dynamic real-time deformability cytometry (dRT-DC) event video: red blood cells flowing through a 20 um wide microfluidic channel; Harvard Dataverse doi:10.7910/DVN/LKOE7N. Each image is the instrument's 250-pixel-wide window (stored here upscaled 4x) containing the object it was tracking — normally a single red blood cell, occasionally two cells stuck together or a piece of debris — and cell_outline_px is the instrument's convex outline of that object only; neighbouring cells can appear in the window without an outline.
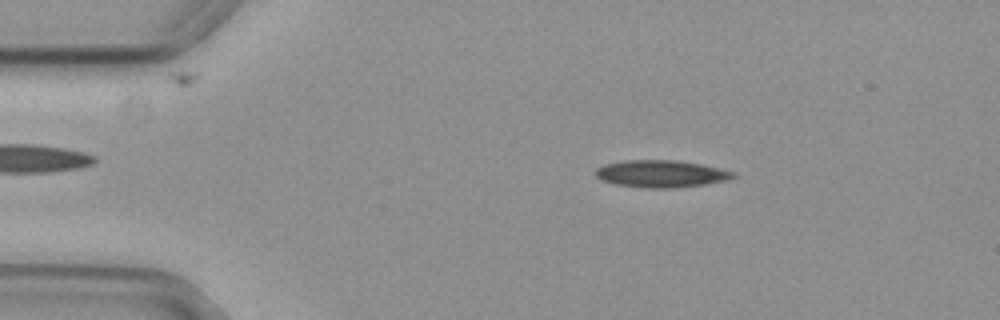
{"species": "common noctule bat (a hibernating species)", "species_latin": "Nyctalus noctula", "temperature_condition": "cold", "stored_images_in_passage": 53, "camera_frame_rate_fps": 3000, "um_per_image_px": 0.085, "animal": {"sex": "female", "body_mass_g": 29.2, "forearm_length_mm": 56.3}, "frame": {"image": 1, "passage_image": 8, "time_ms": 2.333, "image_size_px": [1000, 320], "cell_outline_px": [[736, 176], [728, 180], [704, 184], [676, 188], [644, 188], [616, 184], [600, 180], [596, 176], [596, 168], [604, 164], [624, 160], [672, 160], [700, 164], [736, 172]], "centroid_in_image_um": [56.17, 14.77], "position_along_channel_um": 28.8, "area_um2": 21.79}}
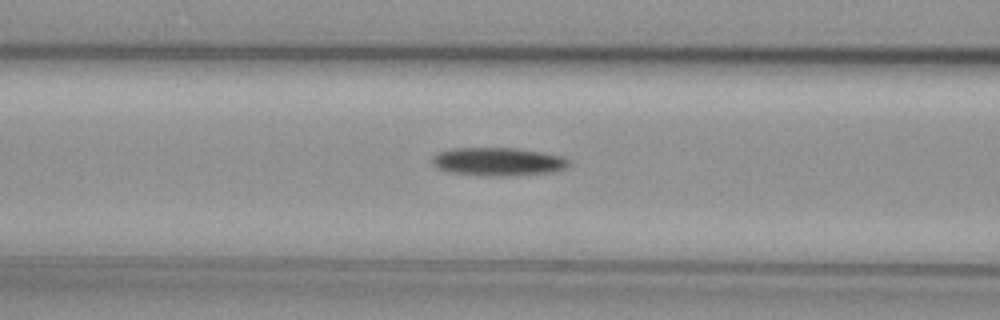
{"frame": {"image": 2, "passage_image": 20, "time_ms": 6.333, "image_size_px": [1000, 320], "cell_outline_px": [[572, 164], [568, 168], [552, 172], [504, 176], [484, 176], [448, 172], [436, 168], [432, 164], [432, 156], [440, 152], [452, 148], [520, 148], [564, 156], [572, 160]], "centroid_in_image_um": [42.39, 13.74], "position_along_channel_um": 124.2, "area_um2": 22.95}}
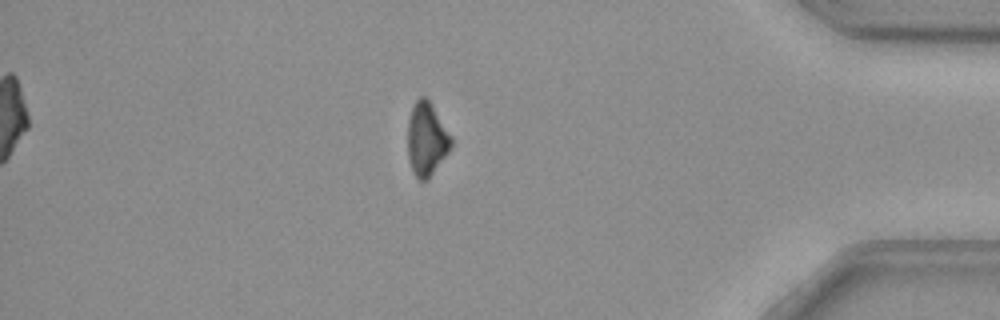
{"frame": {"image": 3, "passage_image": 45, "time_ms": 14.667, "image_size_px": [1000, 320], "cell_outline_px": [[452, 144], [448, 152], [428, 180], [420, 180], [412, 172], [408, 156], [408, 120], [412, 108], [416, 100], [420, 96], [424, 96], [432, 104], [452, 136]], "centroid_in_image_um": [36.26, 11.82], "position_along_channel_um": 398.9, "area_um2": 18.55}, "authors_computed_cell_mechanics": {"area_um2": 21.4438, "velocity_mm_per_s": 3.7686, "shape_relaxation_time_tau1_ms": 5.0744, "shape_relaxation_time_tau2_ms": null, "deformation_change_tau1": 0.1374, "deformation_change_tau2": null}}